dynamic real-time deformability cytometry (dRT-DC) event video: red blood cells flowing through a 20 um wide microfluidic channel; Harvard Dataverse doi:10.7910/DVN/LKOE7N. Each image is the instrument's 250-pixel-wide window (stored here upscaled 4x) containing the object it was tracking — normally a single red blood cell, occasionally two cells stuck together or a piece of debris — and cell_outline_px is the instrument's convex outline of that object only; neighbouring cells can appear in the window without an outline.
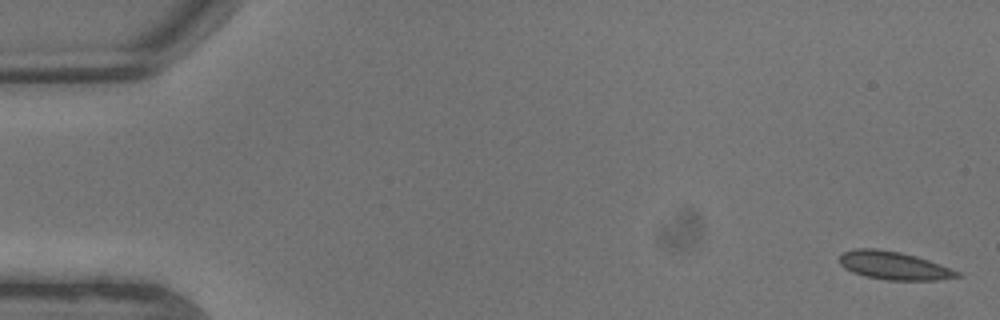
{"species": "common noctule bat (a hibernating species)", "species_latin": "Nyctalus noctula", "temperature_condition": "warm", "stored_images_in_passage": 10, "camera_frame_rate_fps": 3000, "um_per_image_px": 0.085, "animal": {"sex": "male", "body_mass_g": 13.3}, "frame": {"image": 1, "passage_image": 1, "time_ms": 0.0, "image_size_px": [1000, 320], "cell_outline_px": [[964, 276], [936, 280], [888, 280], [864, 276], [852, 272], [844, 268], [840, 264], [840, 256], [844, 252], [856, 248], [876, 248], [900, 252], [916, 256], [940, 264], [960, 272]], "centroid_in_image_um": [75.98, 22.58], "position_along_channel_um": 9.0, "area_um2": 19.31}}
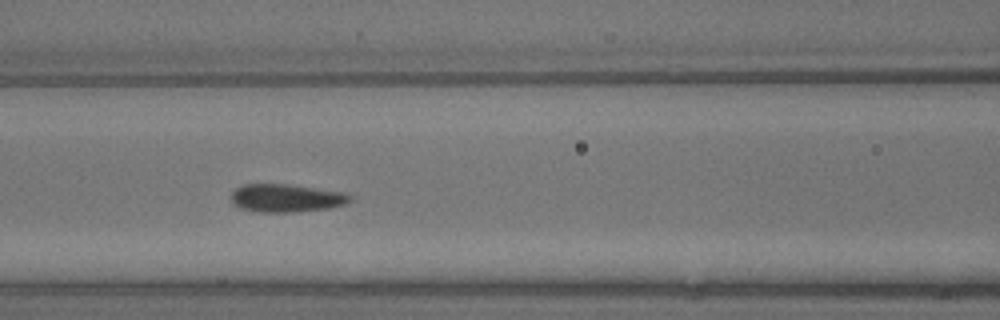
{"frame": {"image": 2, "passage_image": 9, "time_ms": 2.667, "image_size_px": [1000, 320], "cell_outline_px": [[352, 200], [348, 204], [328, 208], [292, 212], [260, 212], [240, 208], [232, 204], [228, 196], [236, 188], [244, 184], [288, 184], [344, 192], [352, 196]], "centroid_in_image_um": [24.31, 16.83], "position_along_channel_um": 142.3, "area_um2": 19.65}}
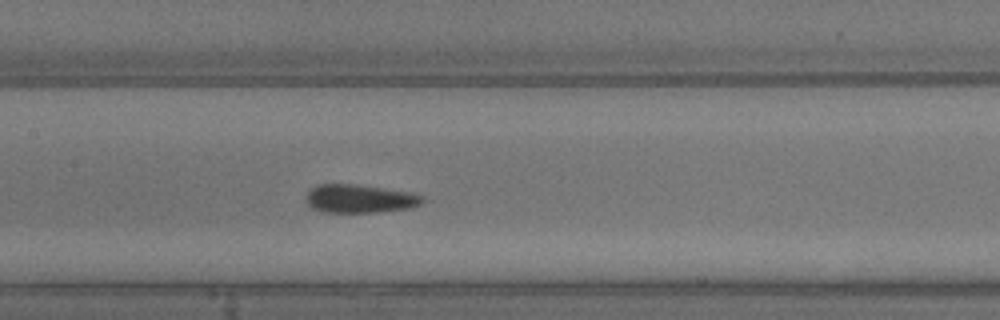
{"frame": {"image": 3, "passage_image": 10, "time_ms": 3.0, "image_size_px": [1000, 320], "cell_outline_px": [[424, 204], [408, 208], [380, 212], [324, 212], [312, 208], [304, 200], [304, 196], [316, 184], [356, 184], [412, 192], [424, 196]], "centroid_in_image_um": [30.58, 16.88], "position_along_channel_um": 176.8, "area_um2": 19.54}}